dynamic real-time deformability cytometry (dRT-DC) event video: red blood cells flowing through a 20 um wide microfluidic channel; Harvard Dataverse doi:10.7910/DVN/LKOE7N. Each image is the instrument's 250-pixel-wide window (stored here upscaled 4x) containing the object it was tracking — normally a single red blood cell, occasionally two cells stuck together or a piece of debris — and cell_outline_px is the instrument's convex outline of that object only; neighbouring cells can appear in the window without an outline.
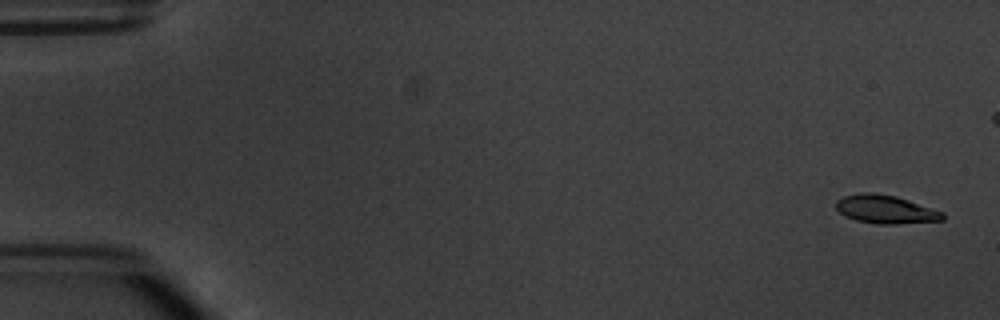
{"species": "common noctule bat (a hibernating species)", "species_latin": "Nyctalus noctula", "temperature_condition": "warm", "stored_images_in_passage": 6, "camera_frame_rate_fps": 3000, "um_per_image_px": 0.085, "animal": {"sex": "male", "body_mass_g": 20.1, "forearm_length_mm": 53.5}, "frame": {"image": 1, "passage_image": 1, "time_ms": 0.0, "image_size_px": [1000, 320], "cell_outline_px": [[944, 220], [896, 224], [880, 224], [856, 220], [840, 212], [836, 208], [836, 200], [844, 196], [864, 192], [872, 192], [896, 196], [944, 212]], "centroid_in_image_um": [75.29, 17.79], "position_along_channel_um": 9.7, "area_um2": 17.46}}